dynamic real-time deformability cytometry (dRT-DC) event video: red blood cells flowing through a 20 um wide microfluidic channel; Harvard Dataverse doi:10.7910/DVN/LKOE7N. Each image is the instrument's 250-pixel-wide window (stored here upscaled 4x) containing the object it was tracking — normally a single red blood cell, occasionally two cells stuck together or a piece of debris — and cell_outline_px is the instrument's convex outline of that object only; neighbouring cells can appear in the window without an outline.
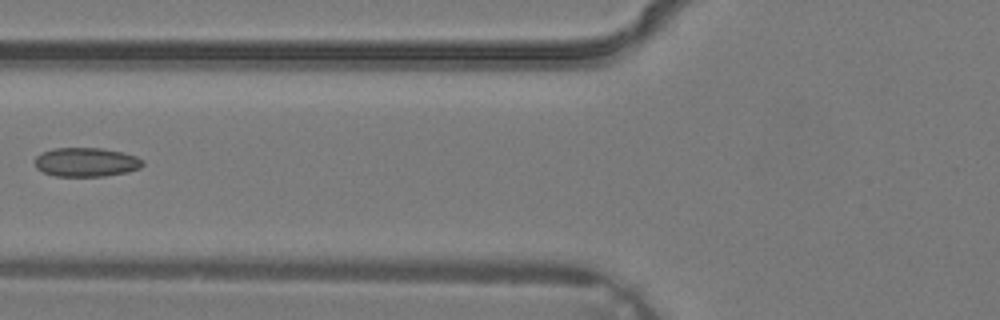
{"species": "common noctule bat (a hibernating species)", "species_latin": "Nyctalus noctula", "temperature_condition": "warm", "stored_images_in_passage": 5, "camera_frame_rate_fps": 3000, "um_per_image_px": 0.085, "animal": {"sex": "male", "body_mass_g": 19.2, "forearm_length_mm": 51.8}, "frame": {"image": 1, "passage_image": 5, "time_ms": 1.333, "image_size_px": [1000, 320], "cell_outline_px": [[144, 164], [140, 168], [128, 172], [104, 176], [56, 176], [44, 172], [36, 168], [36, 156], [40, 152], [52, 148], [100, 148], [120, 152], [136, 156], [144, 160]], "centroid_in_image_um": [7.33, 13.78], "position_along_channel_um": 118.5, "area_um2": 18.26}}